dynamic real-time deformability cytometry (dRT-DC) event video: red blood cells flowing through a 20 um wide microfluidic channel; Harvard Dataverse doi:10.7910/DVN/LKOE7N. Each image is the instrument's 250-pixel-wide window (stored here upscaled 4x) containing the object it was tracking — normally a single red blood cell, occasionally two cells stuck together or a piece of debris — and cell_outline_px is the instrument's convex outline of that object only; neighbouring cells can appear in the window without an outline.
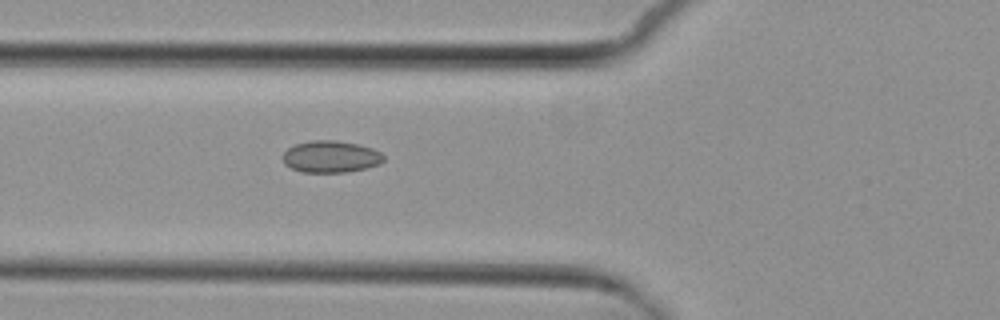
{"species": "common noctule bat (a hibernating species)", "species_latin": "Nyctalus noctula", "temperature_condition": "cold", "stored_images_in_passage": 6, "camera_frame_rate_fps": 3000, "um_per_image_px": 0.085, "animal": {"sex": "female", "body_mass_g": 29.2, "forearm_length_mm": 56.3}, "frame": {"image": 1, "passage_image": 6, "time_ms": 5.667, "image_size_px": [1000, 320], "cell_outline_px": [[384, 160], [380, 164], [348, 172], [300, 172], [284, 164], [280, 156], [288, 148], [296, 144], [308, 140], [336, 140], [360, 144], [372, 148], [380, 152], [384, 156]], "centroid_in_image_um": [28.09, 13.31], "position_along_channel_um": 97.7, "area_um2": 18.96}}